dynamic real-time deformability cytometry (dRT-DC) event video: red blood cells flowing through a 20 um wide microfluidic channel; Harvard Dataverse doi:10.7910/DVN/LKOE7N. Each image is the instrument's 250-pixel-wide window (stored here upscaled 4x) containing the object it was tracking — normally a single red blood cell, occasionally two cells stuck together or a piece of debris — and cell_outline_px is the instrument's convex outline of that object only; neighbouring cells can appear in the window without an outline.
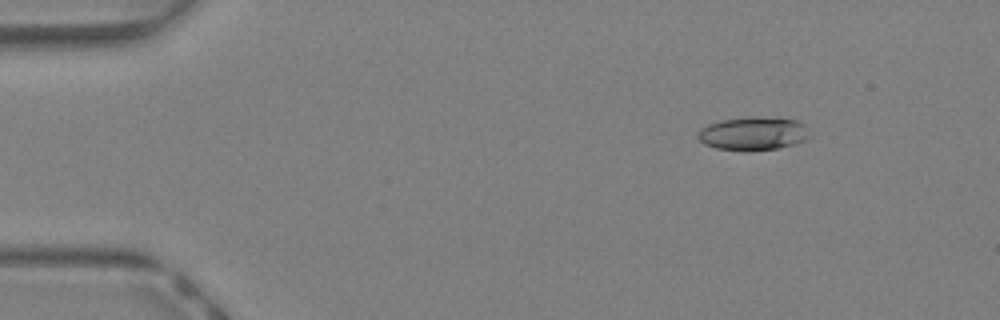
{"species": "Egyptian fruit bat (a non-hibernating species)", "species_latin": "Rousettus aegyptiacus", "temperature_condition": "warm", "stored_images_in_passage": 43, "camera_frame_rate_fps": 3000, "um_per_image_px": 0.085, "animal": {"sex": "female"}, "frame": {"image": 1, "passage_image": 6, "time_ms": 1.667, "image_size_px": [1000, 320], "cell_outline_px": [[812, 136], [808, 140], [776, 148], [744, 152], [716, 148], [704, 144], [696, 136], [700, 128], [708, 124], [720, 120], [796, 120], [804, 124]], "centroid_in_image_um": [63.99, 11.42], "position_along_channel_um": 21.0, "area_um2": 20.92}}
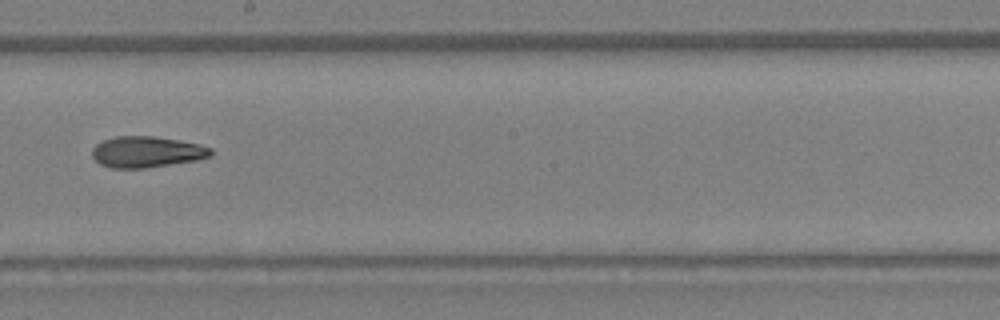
{"frame": {"image": 2, "passage_image": 25, "time_ms": 8.0, "image_size_px": [1000, 320], "cell_outline_px": [[212, 156], [196, 160], [144, 168], [112, 168], [100, 164], [92, 156], [92, 148], [96, 144], [104, 140], [116, 136], [152, 136], [200, 144], [212, 148]], "centroid_in_image_um": [12.46, 12.91], "position_along_channel_um": 235.7, "area_um2": 21.39}}
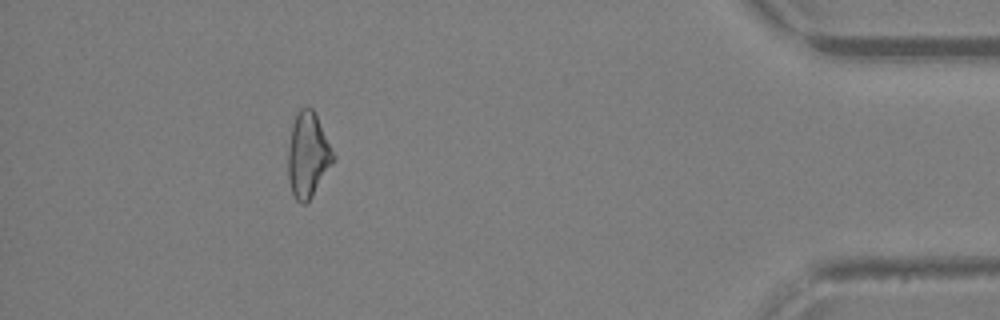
{"frame": {"image": 3, "passage_image": 39, "time_ms": 12.667, "image_size_px": [1000, 320], "cell_outline_px": [[336, 160], [312, 196], [304, 204], [300, 204], [296, 200], [292, 192], [288, 180], [288, 148], [292, 124], [300, 108], [312, 108], [336, 156]], "centroid_in_image_um": [26.18, 13.21], "position_along_channel_um": 409.0, "area_um2": 22.31}, "authors_computed_cell_mechanics": {"area_um2": 21.7328, "velocity_mm_per_s": 4.8594, "shape_relaxation_time_tau1_ms": 9.5662, "shape_relaxation_time_tau2_ms": null, "deformation_change_tau1": 0.2386, "deformation_change_tau2": null}}